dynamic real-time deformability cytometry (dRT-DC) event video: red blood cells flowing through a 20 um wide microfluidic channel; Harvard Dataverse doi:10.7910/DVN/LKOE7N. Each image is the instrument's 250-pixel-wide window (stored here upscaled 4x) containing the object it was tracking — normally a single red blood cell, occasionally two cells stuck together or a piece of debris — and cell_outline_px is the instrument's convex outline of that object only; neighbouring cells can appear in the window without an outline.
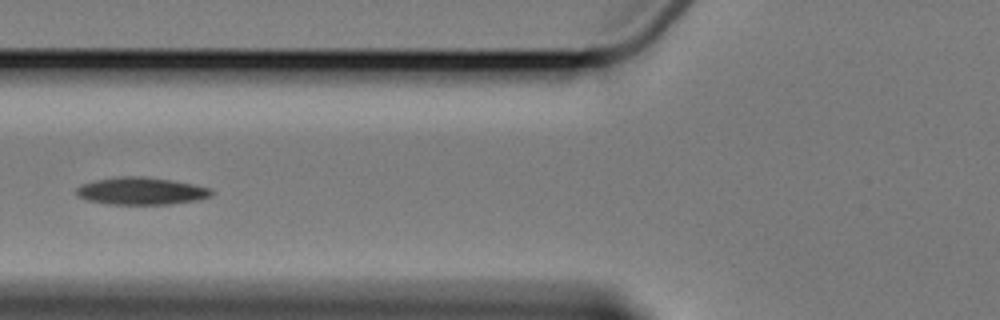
{"species": "Egyptian fruit bat (a non-hibernating species)", "species_latin": "Rousettus aegyptiacus", "temperature_condition": "cold", "stored_images_in_passage": 4, "camera_frame_rate_fps": 3000, "um_per_image_px": 0.085, "animal": {"sex": "female"}, "frame": {"image": 1, "passage_image": 4, "time_ms": 3.667, "image_size_px": [1000, 320], "cell_outline_px": [[216, 192], [212, 196], [200, 200], [172, 204], [108, 204], [88, 200], [76, 196], [76, 188], [80, 184], [96, 180], [120, 176], [140, 176], [172, 180], [196, 184], [212, 188]], "centroid_in_image_um": [12.06, 16.24], "position_along_channel_um": 113.7, "area_um2": 21.91}}